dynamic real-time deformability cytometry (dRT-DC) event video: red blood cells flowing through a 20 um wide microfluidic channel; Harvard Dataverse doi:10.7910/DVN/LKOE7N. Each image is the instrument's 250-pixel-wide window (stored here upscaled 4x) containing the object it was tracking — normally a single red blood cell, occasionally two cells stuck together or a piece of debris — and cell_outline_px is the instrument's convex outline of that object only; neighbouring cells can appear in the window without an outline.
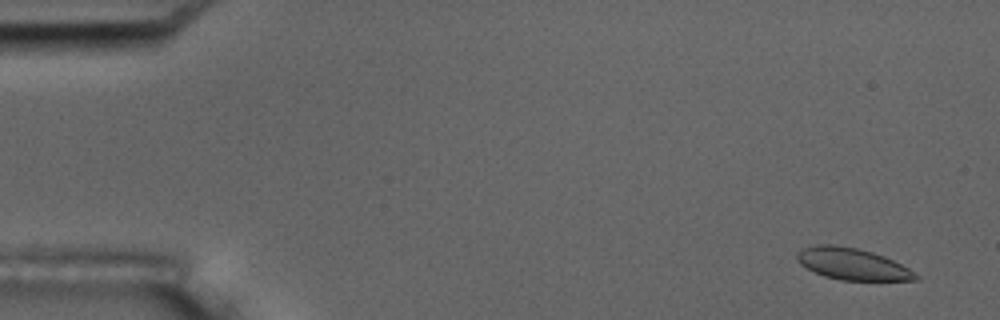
{"species": "common noctule bat (a hibernating species)", "species_latin": "Nyctalus noctula", "temperature_condition": "room temperature", "stored_images_in_passage": 4, "camera_frame_rate_fps": 3000, "um_per_image_px": 0.085, "animal": {"sex": "male", "body_mass_g": 17.5, "forearm_length_mm": 52.3}, "frame": {"image": 1, "passage_image": 1, "time_ms": 0.0, "image_size_px": [1000, 320], "cell_outline_px": [[920, 280], [840, 280], [824, 276], [800, 264], [796, 260], [796, 256], [804, 248], [816, 244], [832, 244], [856, 248], [872, 252], [884, 256], [908, 268], [920, 276]], "centroid_in_image_um": [72.46, 22.44], "position_along_channel_um": 12.5, "area_um2": 21.68}}